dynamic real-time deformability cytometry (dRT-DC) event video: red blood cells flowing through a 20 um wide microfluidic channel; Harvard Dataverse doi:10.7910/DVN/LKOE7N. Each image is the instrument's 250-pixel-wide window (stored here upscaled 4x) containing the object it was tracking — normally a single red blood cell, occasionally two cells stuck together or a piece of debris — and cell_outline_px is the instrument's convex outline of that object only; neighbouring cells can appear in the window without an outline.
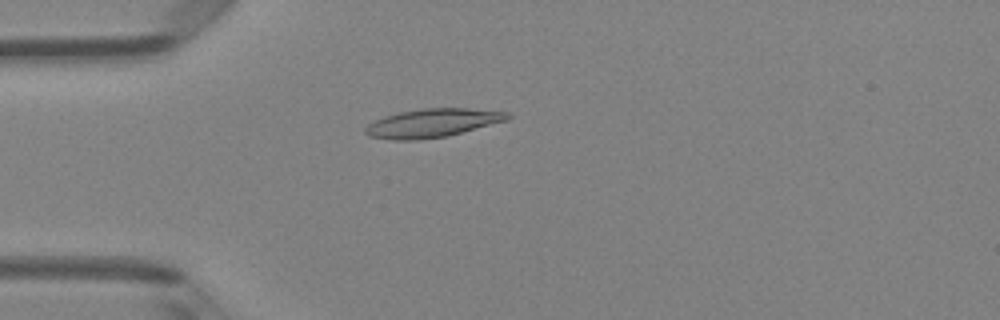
{"species": "Egyptian fruit bat (a non-hibernating species)", "species_latin": "Rousettus aegyptiacus", "temperature_condition": "room temperature", "stored_images_in_passage": 1, "camera_frame_rate_fps": 3000, "um_per_image_px": 0.085, "animal": {"sex": "female"}, "frame": {"image": 1, "passage_image": 1, "time_ms": 0.0, "image_size_px": [1000, 320], "cell_outline_px": [[512, 116], [508, 120], [448, 136], [416, 140], [392, 140], [368, 136], [364, 132], [364, 128], [368, 124], [384, 116], [400, 112], [424, 108], [468, 108], [508, 112]], "centroid_in_image_um": [36.76, 10.46], "position_along_channel_um": 48.2, "area_um2": 23.7}}